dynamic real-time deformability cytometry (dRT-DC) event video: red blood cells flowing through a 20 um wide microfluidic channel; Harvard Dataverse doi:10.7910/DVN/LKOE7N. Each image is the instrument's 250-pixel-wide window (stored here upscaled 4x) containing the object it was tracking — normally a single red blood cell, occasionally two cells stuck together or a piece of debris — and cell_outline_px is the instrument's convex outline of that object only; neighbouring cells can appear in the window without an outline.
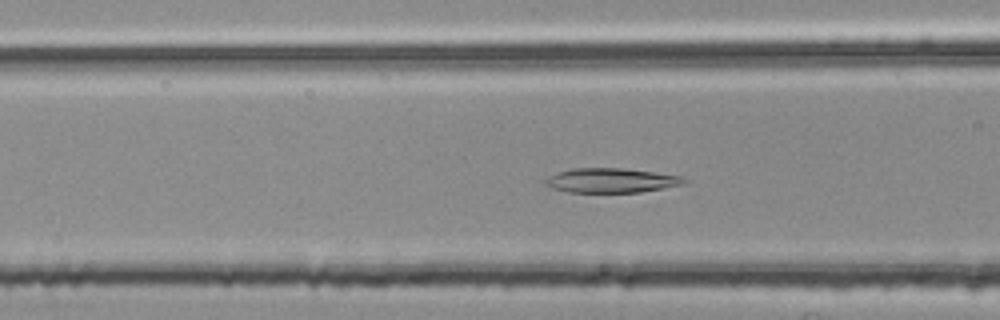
{"species": "common noctule bat (a hibernating species)", "species_latin": "Nyctalus noctula", "temperature_condition": "room temperature", "stored_images_in_passage": 52, "camera_frame_rate_fps": 3000, "um_per_image_px": 0.085, "animal": {"sex": "female", "body_mass_g": 25.1}, "frame": {"image": 1, "passage_image": 20, "time_ms": 6.333, "image_size_px": [1000, 320], "cell_outline_px": [[688, 180], [684, 184], [664, 188], [640, 192], [568, 192], [544, 184], [544, 180], [548, 176], [572, 168], [624, 168], [684, 176]], "centroid_in_image_um": [52.0, 15.33], "position_along_channel_um": 114.6, "area_um2": 19.77}}
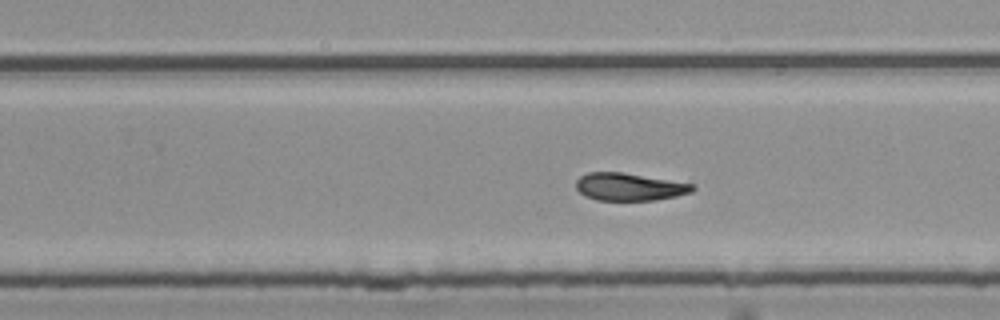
{"frame": {"image": 2, "passage_image": 33, "time_ms": 10.667, "image_size_px": [1000, 320], "cell_outline_px": [[696, 188], [692, 192], [676, 196], [656, 200], [596, 200], [584, 196], [576, 188], [576, 180], [580, 176], [588, 172], [620, 172], [692, 184]], "centroid_in_image_um": [53.45, 15.89], "position_along_channel_um": 276.3, "area_um2": 18.55}}
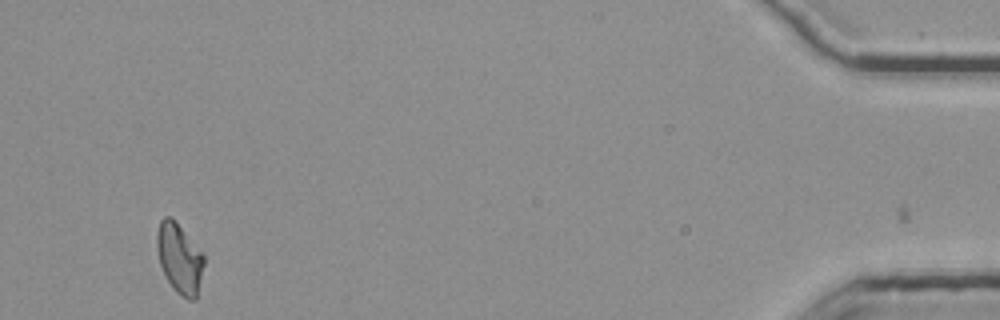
{"frame": {"image": 3, "passage_image": 51, "time_ms": 16.667, "image_size_px": [1000, 320], "cell_outline_px": [[204, 264], [196, 300], [188, 300], [180, 296], [172, 288], [160, 264], [156, 248], [156, 236], [160, 220], [164, 216], [172, 216], [176, 220], [204, 256]], "centroid_in_image_um": [15.24, 21.95], "position_along_channel_um": 420.0, "area_um2": 19.25}, "authors_computed_cell_mechanics": {"area_um2": 19.8254, "velocity_mm_per_s": 3.7404, "shape_relaxation_time_tau1_ms": 8.9855, "shape_relaxation_time_tau2_ms": 5.5884, "deformation_change_tau1": 0.2184, "deformation_change_tau2": 0.1208}}